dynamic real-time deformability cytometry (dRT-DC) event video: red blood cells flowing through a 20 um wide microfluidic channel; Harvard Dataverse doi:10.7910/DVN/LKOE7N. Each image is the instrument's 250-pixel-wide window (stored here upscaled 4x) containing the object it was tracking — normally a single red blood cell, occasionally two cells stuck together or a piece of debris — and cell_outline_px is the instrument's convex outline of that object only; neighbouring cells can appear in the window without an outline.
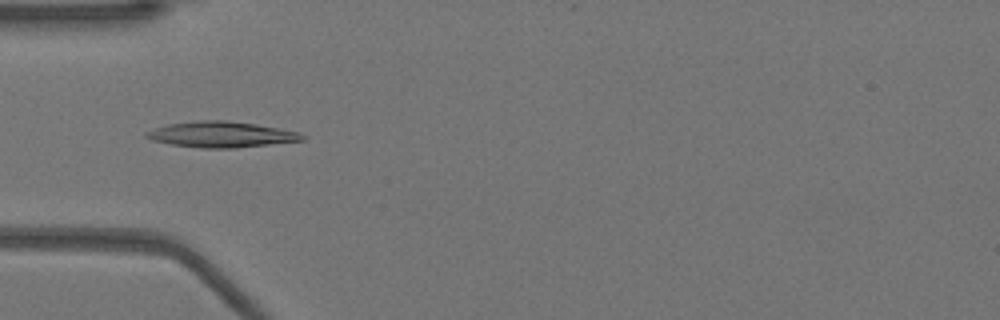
{"species": "Egyptian fruit bat (a non-hibernating species)", "species_latin": "Rousettus aegyptiacus", "temperature_condition": "warm", "stored_images_in_passage": 43, "camera_frame_rate_fps": 3000, "um_per_image_px": 0.085, "animal": {"sex": "female"}, "frame": {"image": 1, "passage_image": 8, "time_ms": 2.333, "image_size_px": [1000, 320], "cell_outline_px": [[308, 136], [304, 140], [236, 148], [200, 148], [172, 144], [152, 140], [144, 136], [144, 132], [168, 124], [200, 120], [224, 120], [256, 124], [300, 132]], "centroid_in_image_um": [18.83, 11.43], "position_along_channel_um": 66.2, "area_um2": 23.41}}
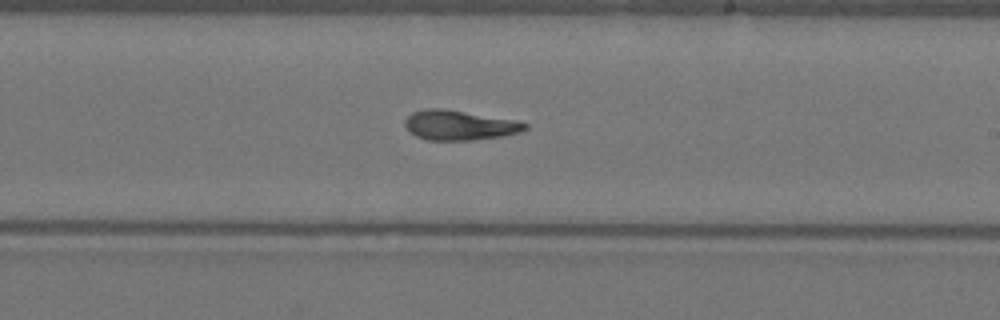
{"frame": {"image": 2, "passage_image": 22, "time_ms": 7.0, "image_size_px": [1000, 320], "cell_outline_px": [[528, 128], [520, 132], [500, 136], [472, 140], [428, 140], [416, 136], [408, 132], [404, 128], [404, 120], [412, 112], [424, 108], [440, 108], [516, 120], [528, 124]], "centroid_in_image_um": [38.99, 10.64], "position_along_channel_um": 250.0, "area_um2": 20.87}}
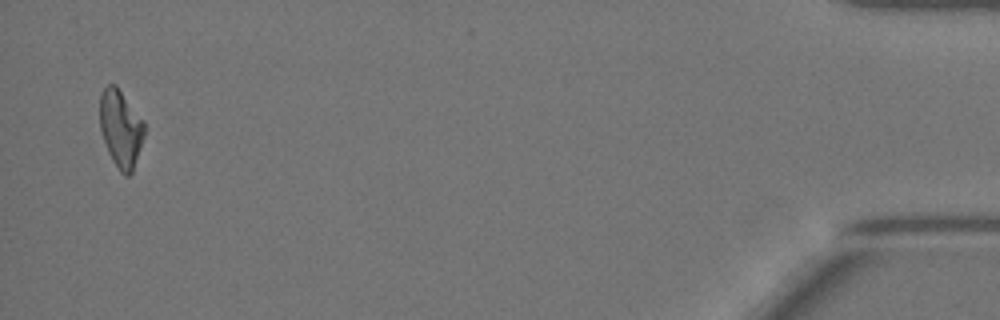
{"frame": {"image": 3, "passage_image": 42, "time_ms": 13.667, "image_size_px": [1000, 320], "cell_outline_px": [[144, 136], [132, 172], [128, 176], [124, 176], [120, 172], [112, 160], [108, 152], [100, 128], [100, 92], [108, 84], [116, 84], [144, 120]], "centroid_in_image_um": [10.26, 10.9], "position_along_channel_um": 424.9, "area_um2": 20.11}, "authors_computed_cell_mechanics": {"area_um2": 20.6346, "velocity_mm_per_s": 3.9439, "shape_relaxation_time_tau1_ms": null, "shape_relaxation_time_tau2_ms": 2.0328, "deformation_change_tau1": null, "deformation_change_tau2": 0.0797}}